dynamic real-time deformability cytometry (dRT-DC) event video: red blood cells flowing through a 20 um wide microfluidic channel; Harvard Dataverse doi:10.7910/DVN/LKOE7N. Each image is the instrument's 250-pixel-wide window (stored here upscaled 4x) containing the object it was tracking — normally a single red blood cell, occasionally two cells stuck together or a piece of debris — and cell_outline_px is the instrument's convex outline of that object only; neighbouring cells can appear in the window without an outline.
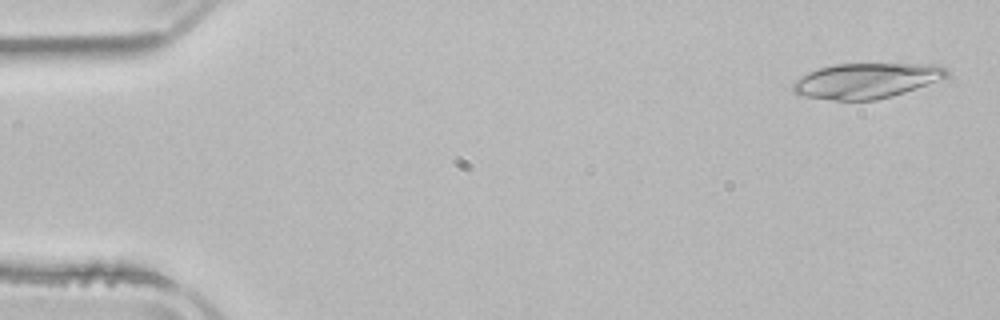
{"species": "common noctule bat (a hibernating species)", "species_latin": "Nyctalus noctula", "temperature_condition": "room temperature", "stored_images_in_passage": 4, "camera_frame_rate_fps": 3000, "um_per_image_px": 0.085, "animal": {"sex": "male", "body_mass_g": 21.5, "forearm_length_mm": 52.0}, "frame": {"image": 1, "passage_image": 1, "time_ms": 0.0, "image_size_px": [1000, 320], "cell_outline_px": [[948, 76], [916, 88], [904, 92], [876, 100], [836, 100], [796, 96], [792, 92], [792, 84], [796, 80], [808, 72], [820, 68], [836, 64], [940, 64], [948, 68]], "centroid_in_image_um": [73.6, 6.86], "position_along_channel_um": 11.4, "area_um2": 31.56}}